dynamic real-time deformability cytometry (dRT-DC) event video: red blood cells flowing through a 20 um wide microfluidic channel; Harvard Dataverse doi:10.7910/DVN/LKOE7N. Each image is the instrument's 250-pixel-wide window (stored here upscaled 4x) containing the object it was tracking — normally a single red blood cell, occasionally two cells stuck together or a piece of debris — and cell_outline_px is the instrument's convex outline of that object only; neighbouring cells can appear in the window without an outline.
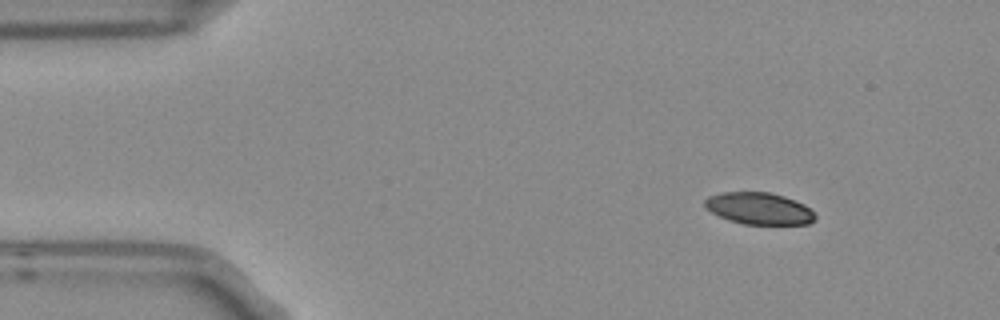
{"species": "Egyptian fruit bat (a non-hibernating species)", "species_latin": "Rousettus aegyptiacus", "temperature_condition": "room temperature", "stored_images_in_passage": 4, "camera_frame_rate_fps": 3000, "um_per_image_px": 0.085, "frame": {"image": 1, "passage_image": 1, "time_ms": 0.0, "image_size_px": [1000, 320], "cell_outline_px": [[816, 216], [808, 224], [744, 224], [728, 220], [712, 212], [704, 204], [704, 200], [708, 196], [720, 192], [768, 192], [784, 196], [804, 204]], "centroid_in_image_um": [64.49, 17.71], "position_along_channel_um": 20.5, "area_um2": 20.29}}